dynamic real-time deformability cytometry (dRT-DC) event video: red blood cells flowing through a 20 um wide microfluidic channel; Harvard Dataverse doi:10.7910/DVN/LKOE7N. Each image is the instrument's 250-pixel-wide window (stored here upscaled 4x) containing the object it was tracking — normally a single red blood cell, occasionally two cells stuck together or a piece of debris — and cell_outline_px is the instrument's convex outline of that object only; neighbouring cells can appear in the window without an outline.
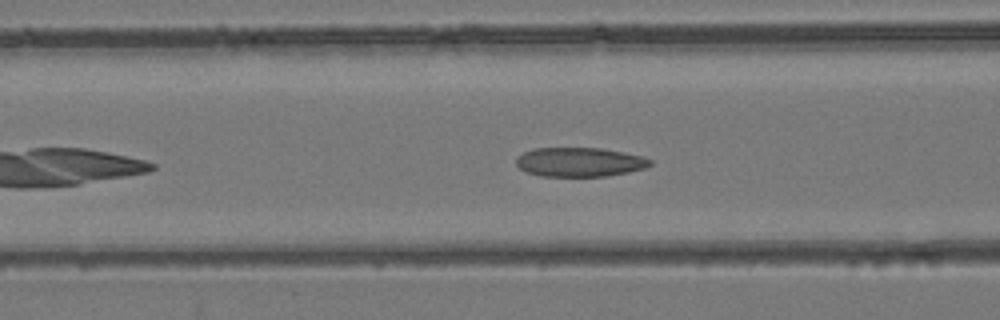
{"species": "common noctule bat (a hibernating species)", "species_latin": "Nyctalus noctula", "temperature_condition": "room temperature", "stored_images_in_passage": 32, "camera_frame_rate_fps": 3000, "um_per_image_px": 0.085, "animal": {"sex": "female", "body_mass_g": 24.6, "forearm_length_mm": 56.2}, "frame": {"image": 1, "passage_image": 8, "time_ms": 2.333, "image_size_px": [1000, 320], "cell_outline_px": [[652, 164], [644, 168], [628, 172], [604, 176], [540, 176], [528, 172], [520, 168], [516, 164], [516, 156], [524, 152], [536, 148], [600, 148], [624, 152], [640, 156], [652, 160]], "centroid_in_image_um": [49.25, 13.77], "position_along_channel_um": 117.4, "area_um2": 22.66}}
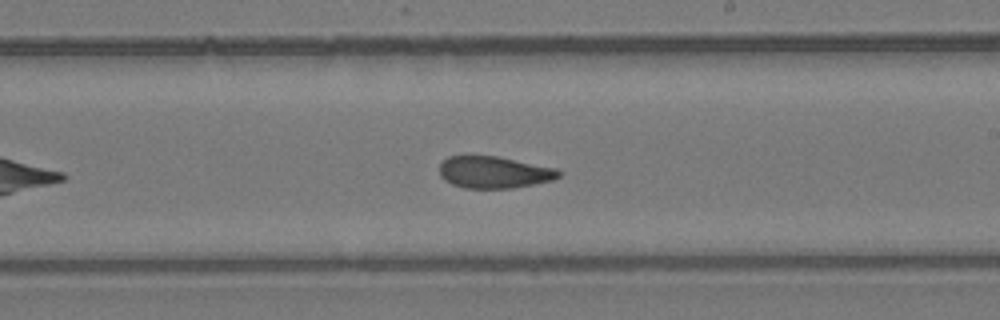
{"frame": {"image": 2, "passage_image": 17, "time_ms": 5.333, "image_size_px": [1000, 320], "cell_outline_px": [[560, 176], [552, 180], [512, 188], [464, 188], [452, 184], [444, 180], [440, 176], [440, 164], [448, 156], [496, 156], [556, 168], [560, 172]], "centroid_in_image_um": [41.96, 14.64], "position_along_channel_um": 247.0, "area_um2": 21.96}}
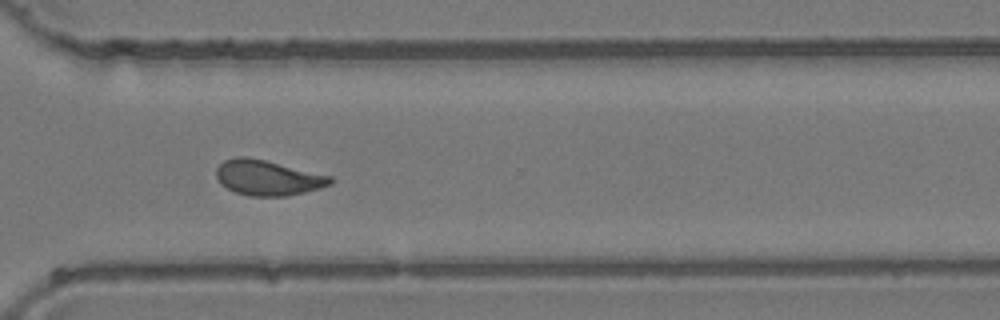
{"frame": {"image": 3, "passage_image": 24, "time_ms": 7.667, "image_size_px": [1000, 320], "cell_outline_px": [[332, 184], [320, 188], [288, 196], [248, 196], [236, 192], [220, 184], [216, 176], [216, 168], [224, 160], [236, 156], [244, 156], [264, 160], [332, 176]], "centroid_in_image_um": [22.74, 15.11], "position_along_channel_um": 347.9, "area_um2": 23.35}}